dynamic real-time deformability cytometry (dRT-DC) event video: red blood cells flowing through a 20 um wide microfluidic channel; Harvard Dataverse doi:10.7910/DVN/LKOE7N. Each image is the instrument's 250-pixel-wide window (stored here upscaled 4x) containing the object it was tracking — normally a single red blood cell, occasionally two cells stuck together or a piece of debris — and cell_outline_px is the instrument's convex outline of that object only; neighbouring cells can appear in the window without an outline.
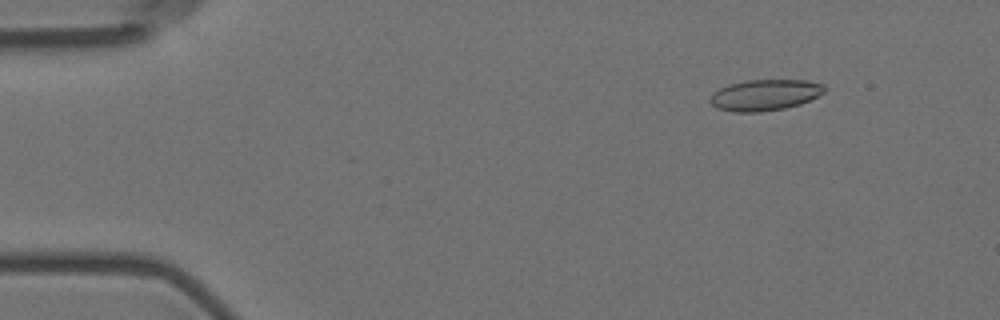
{"species": "Egyptian fruit bat (a non-hibernating species)", "species_latin": "Rousettus aegyptiacus", "temperature_condition": "room temperature", "stored_images_in_passage": 5, "camera_frame_rate_fps": 3000, "um_per_image_px": 0.085, "animal": {"sex": "female"}, "frame": {"image": 1, "passage_image": 2, "time_ms": 1.333, "image_size_px": [1000, 320], "cell_outline_px": [[824, 92], [800, 104], [784, 108], [760, 112], [732, 112], [716, 108], [708, 100], [712, 92], [728, 84], [744, 80], [808, 80], [824, 84]], "centroid_in_image_um": [64.96, 8.07], "position_along_channel_um": 20.0, "area_um2": 20.81}}
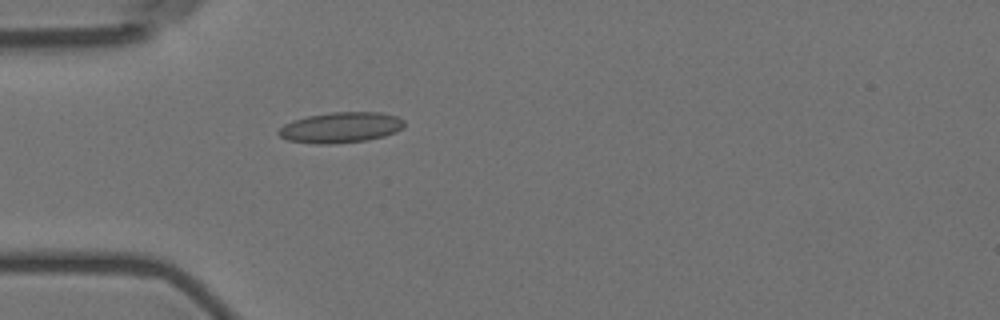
{"frame": {"image": 2, "passage_image": 5, "time_ms": 4.667, "image_size_px": [1000, 320], "cell_outline_px": [[404, 128], [396, 132], [384, 136], [368, 140], [328, 144], [316, 144], [288, 140], [280, 136], [276, 132], [284, 124], [292, 120], [308, 116], [332, 112], [380, 112], [396, 116], [404, 120]], "centroid_in_image_um": [28.97, 10.83], "position_along_channel_um": 56.0, "area_um2": 22.48}}